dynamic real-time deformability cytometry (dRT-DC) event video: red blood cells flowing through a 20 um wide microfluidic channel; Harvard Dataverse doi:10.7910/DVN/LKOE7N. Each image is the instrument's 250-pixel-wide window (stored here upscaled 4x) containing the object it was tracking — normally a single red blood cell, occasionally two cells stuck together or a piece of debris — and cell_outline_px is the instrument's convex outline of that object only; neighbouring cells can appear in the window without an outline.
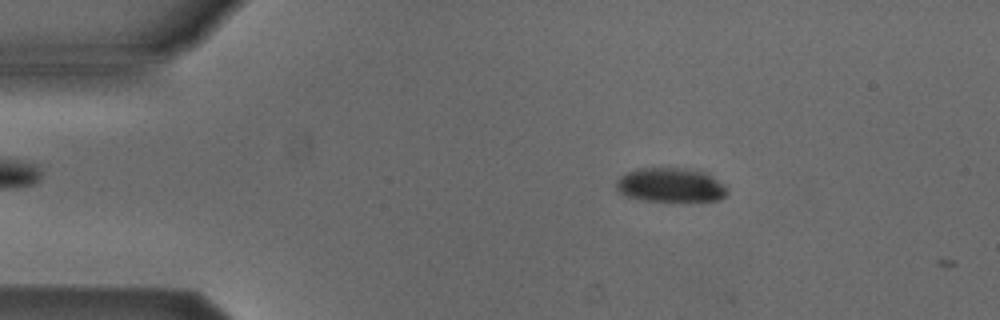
{"species": "Egyptian fruit bat (a non-hibernating species)", "species_latin": "Rousettus aegyptiacus", "temperature_condition": "cold", "stored_images_in_passage": 10, "camera_frame_rate_fps": 3000, "um_per_image_px": 0.085, "animal": {"sex": "male"}, "frame": {"image": 1, "passage_image": 9, "time_ms": 2.667, "image_size_px": [1000, 320], "cell_outline_px": [[728, 192], [720, 200], [680, 204], [640, 200], [624, 196], [616, 188], [616, 180], [620, 176], [636, 168], [696, 168], [708, 172], [724, 184], [728, 188]], "centroid_in_image_um": [57.05, 15.77], "position_along_channel_um": 27.9, "area_um2": 23.52}}